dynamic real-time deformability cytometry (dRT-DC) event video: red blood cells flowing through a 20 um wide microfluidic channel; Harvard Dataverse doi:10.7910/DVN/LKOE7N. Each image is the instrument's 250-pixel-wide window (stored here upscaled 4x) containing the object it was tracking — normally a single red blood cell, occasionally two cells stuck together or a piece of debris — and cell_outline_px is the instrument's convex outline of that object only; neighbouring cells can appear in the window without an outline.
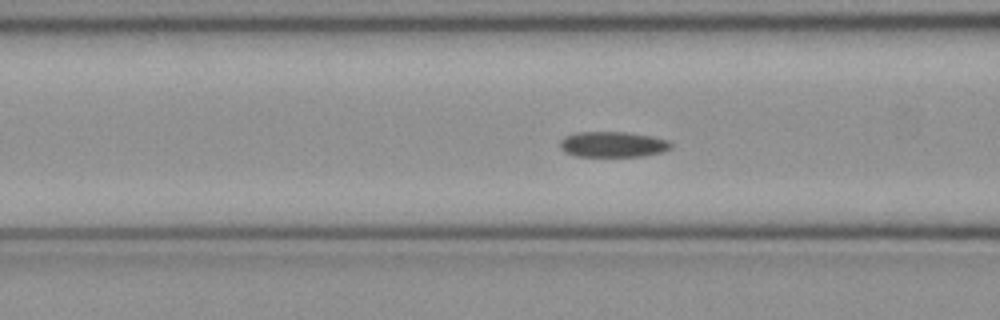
{"species": "common noctule bat (a hibernating species)", "species_latin": "Nyctalus noctula", "temperature_condition": "cold", "stored_images_in_passage": 52, "segment_of_instrument_passage": [1, 2], "camera_frame_rate_fps": 3000, "um_per_image_px": 0.085, "animal": {"sex": "female", "body_mass_g": 21.9}, "frame": {"image": 1, "passage_image": 19, "time_ms": 6.0, "image_size_px": [1000, 320], "cell_outline_px": [[672, 148], [664, 152], [640, 156], [576, 156], [564, 152], [560, 148], [560, 140], [564, 136], [576, 132], [628, 132], [652, 136], [668, 140], [672, 144]], "centroid_in_image_um": [52.09, 12.27], "position_along_channel_um": 114.5, "area_um2": 16.7}}
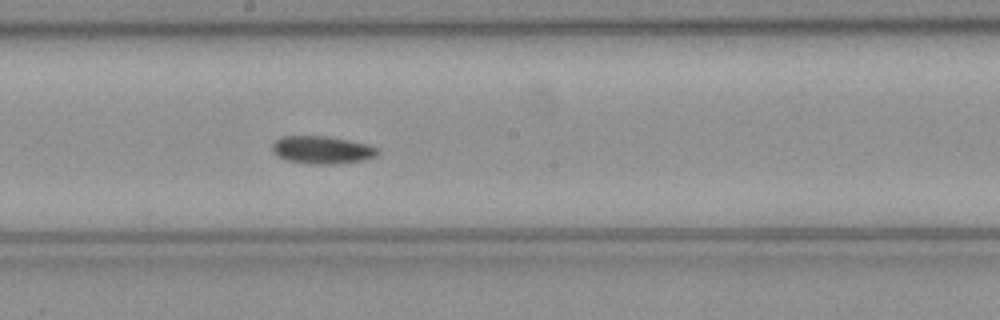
{"frame": {"image": 2, "passage_image": 27, "time_ms": 8.667, "image_size_px": [1000, 320], "cell_outline_px": [[380, 152], [376, 156], [364, 160], [332, 164], [308, 164], [288, 160], [276, 156], [272, 152], [272, 140], [280, 136], [328, 136], [352, 140], [368, 144], [380, 148]], "centroid_in_image_um": [27.37, 12.73], "position_along_channel_um": 220.8, "area_um2": 17.46}}
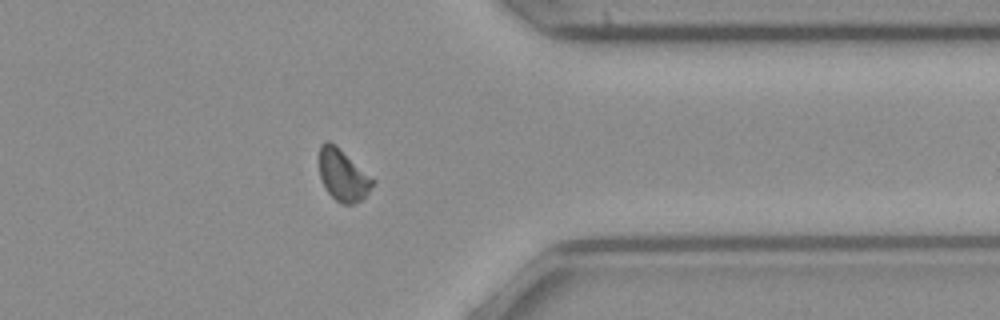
{"frame": {"image": 3, "passage_image": 40, "time_ms": 13.0, "image_size_px": [1000, 320], "cell_outline_px": [[376, 180], [368, 192], [360, 200], [352, 204], [344, 204], [336, 200], [324, 188], [320, 176], [320, 144], [328, 140]], "centroid_in_image_um": [29.14, 14.91], "position_along_channel_um": 382.3, "area_um2": 15.61}}